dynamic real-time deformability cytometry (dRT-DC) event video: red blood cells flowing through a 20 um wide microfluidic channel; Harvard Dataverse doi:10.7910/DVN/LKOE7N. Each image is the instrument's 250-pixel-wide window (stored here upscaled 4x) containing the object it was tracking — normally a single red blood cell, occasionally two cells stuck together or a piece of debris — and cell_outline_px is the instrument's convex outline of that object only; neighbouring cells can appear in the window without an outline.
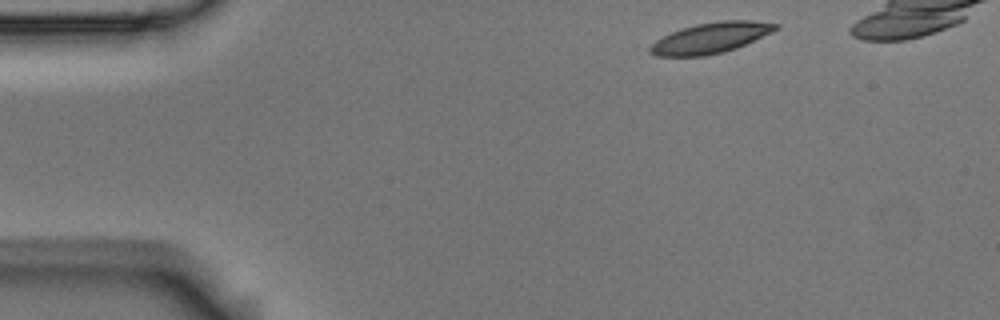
{"species": "Egyptian fruit bat (a non-hibernating species)", "species_latin": "Rousettus aegyptiacus", "temperature_condition": "room temperature", "stored_images_in_passage": 4, "camera_frame_rate_fps": 3000, "um_per_image_px": 0.085, "animal": {"sex": "male"}, "frame": {"image": 1, "passage_image": 1, "time_ms": 0.0, "image_size_px": [1000, 320], "cell_outline_px": [[780, 28], [772, 32], [736, 48], [724, 52], [704, 56], [656, 56], [648, 52], [648, 48], [656, 40], [680, 28], [696, 24], [720, 20], [752, 20], [780, 24]], "centroid_in_image_um": [60.41, 3.21], "position_along_channel_um": 24.6, "area_um2": 22.48}}